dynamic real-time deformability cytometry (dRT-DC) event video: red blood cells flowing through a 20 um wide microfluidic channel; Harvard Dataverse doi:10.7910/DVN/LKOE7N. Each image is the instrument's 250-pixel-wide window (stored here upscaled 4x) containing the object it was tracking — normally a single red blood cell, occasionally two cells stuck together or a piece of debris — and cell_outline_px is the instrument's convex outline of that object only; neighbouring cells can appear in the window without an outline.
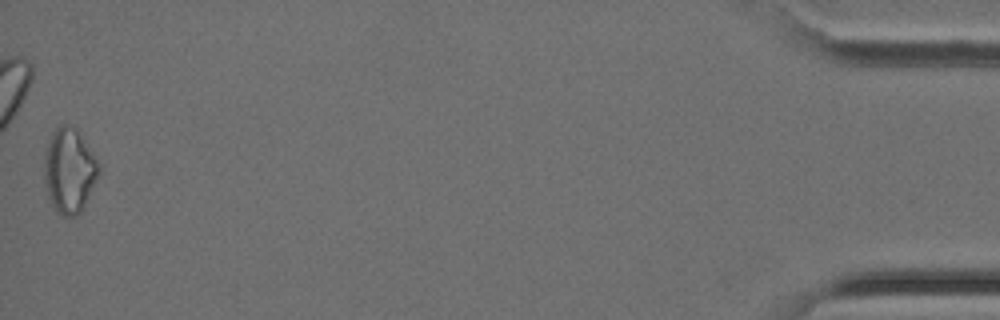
{"species": "Egyptian fruit bat (a non-hibernating species)", "species_latin": "Rousettus aegyptiacus", "temperature_condition": "cold", "stored_images_in_passage": 38, "camera_frame_rate_fps": 3000, "um_per_image_px": 0.085, "animal": {"sex": "female"}, "frame": {"image": 1, "passage_image": 38, "time_ms": 12.333, "image_size_px": [1000, 320], "cell_outline_px": [[100, 172], [80, 212], [76, 216], [64, 216], [56, 212], [44, 188], [44, 152], [52, 132], [60, 124], [64, 124], [72, 128], [80, 136], [100, 164]], "centroid_in_image_um": [5.85, 14.53], "position_along_channel_um": 429.4, "area_um2": 26.59}}